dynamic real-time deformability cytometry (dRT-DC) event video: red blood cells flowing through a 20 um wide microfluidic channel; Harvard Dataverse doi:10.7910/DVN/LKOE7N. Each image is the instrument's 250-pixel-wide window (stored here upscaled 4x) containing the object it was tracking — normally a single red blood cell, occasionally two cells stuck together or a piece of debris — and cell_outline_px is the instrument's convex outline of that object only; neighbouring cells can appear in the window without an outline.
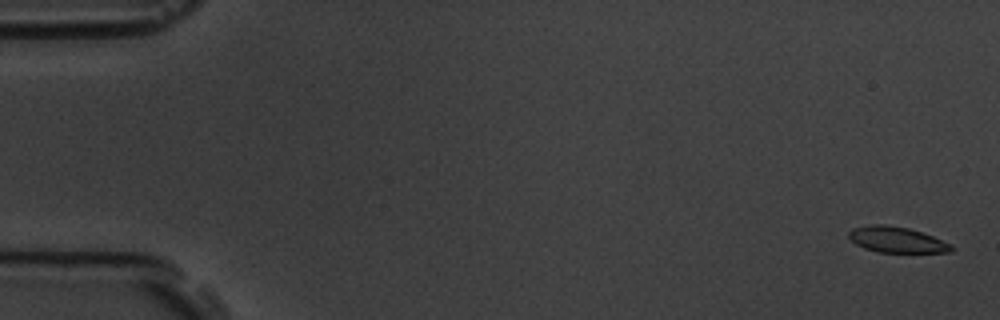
{"species": "common noctule bat (a hibernating species)", "species_latin": "Nyctalus noctula", "temperature_condition": "room temperature", "stored_images_in_passage": 7, "camera_frame_rate_fps": 3000, "um_per_image_px": 0.085, "animal": {"sex": "male", "body_mass_g": 19.5, "forearm_length_mm": 54.6}, "frame": {"image": 1, "passage_image": 1, "time_ms": 0.0, "image_size_px": [1000, 320], "cell_outline_px": [[952, 252], [876, 252], [864, 248], [856, 244], [848, 236], [848, 232], [852, 228], [872, 224], [884, 224], [908, 228], [932, 236], [952, 244]], "centroid_in_image_um": [76.19, 20.37], "position_along_channel_um": 8.8, "area_um2": 15.32}}
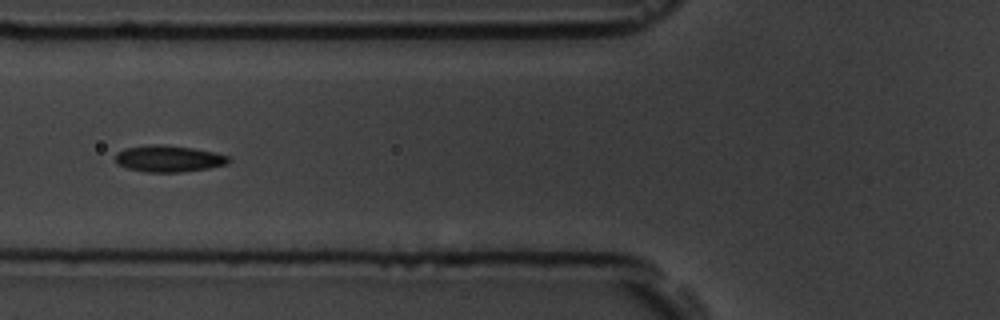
{"frame": {"image": 2, "passage_image": 7, "time_ms": 7.0, "image_size_px": [1000, 320], "cell_outline_px": [[232, 160], [228, 164], [208, 168], [180, 172], [144, 172], [128, 168], [116, 164], [116, 152], [124, 148], [152, 144], [164, 144], [192, 148], [216, 152], [228, 156]], "centroid_in_image_um": [14.34, 13.48], "position_along_channel_um": 111.5, "area_um2": 17.69}}